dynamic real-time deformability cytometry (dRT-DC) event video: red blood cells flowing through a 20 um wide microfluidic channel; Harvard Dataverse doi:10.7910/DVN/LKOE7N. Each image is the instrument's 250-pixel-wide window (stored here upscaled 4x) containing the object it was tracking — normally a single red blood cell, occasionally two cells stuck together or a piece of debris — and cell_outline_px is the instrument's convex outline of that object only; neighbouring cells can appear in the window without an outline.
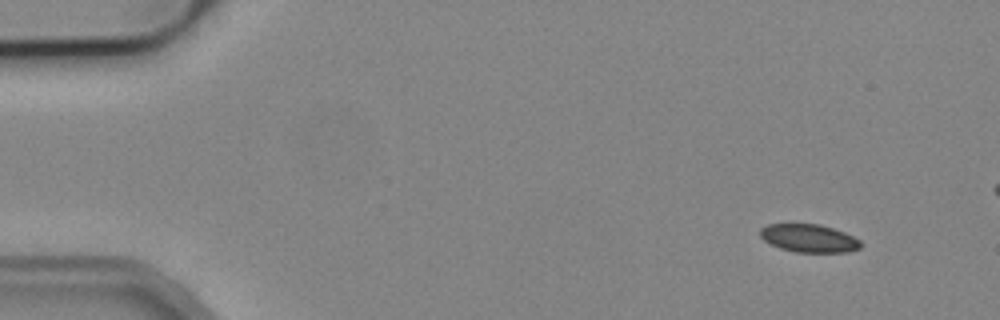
{"species": "common noctule bat (a hibernating species)", "species_latin": "Nyctalus noctula", "temperature_condition": "cold", "stored_images_in_passage": 5, "camera_frame_rate_fps": 3000, "um_per_image_px": 0.085, "animal": {"sex": "male", "body_mass_g": 19.2, "forearm_length_mm": 51.8}, "frame": {"image": 1, "passage_image": 1, "time_ms": 0.0, "image_size_px": [1000, 320], "cell_outline_px": [[860, 248], [848, 252], [796, 252], [780, 248], [764, 240], [760, 236], [760, 228], [768, 224], [820, 224], [844, 232], [860, 240]], "centroid_in_image_um": [68.75, 20.25], "position_along_channel_um": 16.2, "area_um2": 16.3}}